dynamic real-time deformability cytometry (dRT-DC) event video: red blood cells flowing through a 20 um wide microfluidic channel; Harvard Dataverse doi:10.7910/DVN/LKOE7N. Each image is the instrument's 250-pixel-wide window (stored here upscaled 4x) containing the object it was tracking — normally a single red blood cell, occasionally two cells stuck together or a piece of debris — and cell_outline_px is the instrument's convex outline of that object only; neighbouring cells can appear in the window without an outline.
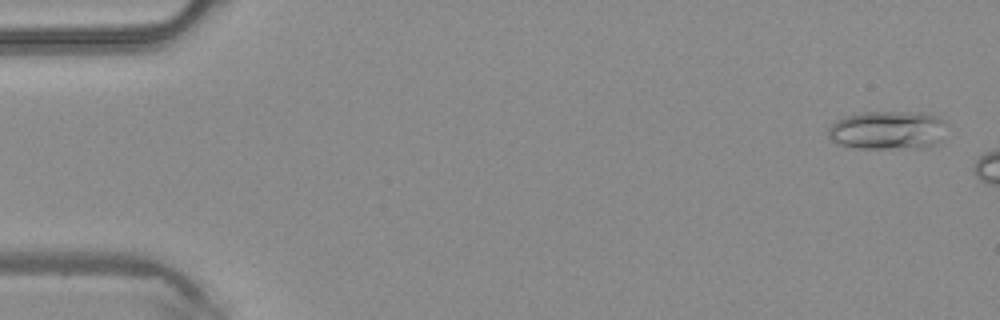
{"species": "common noctule bat (a hibernating species)", "species_latin": "Nyctalus noctula", "temperature_condition": "warm", "stored_images_in_passage": 6, "camera_frame_rate_fps": 3000, "um_per_image_px": 0.085, "animal": {"sex": "male", "body_mass_g": 20.4}, "frame": {"image": 1, "passage_image": 2, "time_ms": 0.333, "image_size_px": [1000, 320], "cell_outline_px": [[940, 120], [936, 140], [928, 148], [852, 148], [836, 144], [828, 136], [828, 128], [836, 120], [844, 116], [864, 112], [912, 112], [932, 116]], "centroid_in_image_um": [75.23, 11.08], "position_along_channel_um": 9.8, "area_um2": 25.72}}